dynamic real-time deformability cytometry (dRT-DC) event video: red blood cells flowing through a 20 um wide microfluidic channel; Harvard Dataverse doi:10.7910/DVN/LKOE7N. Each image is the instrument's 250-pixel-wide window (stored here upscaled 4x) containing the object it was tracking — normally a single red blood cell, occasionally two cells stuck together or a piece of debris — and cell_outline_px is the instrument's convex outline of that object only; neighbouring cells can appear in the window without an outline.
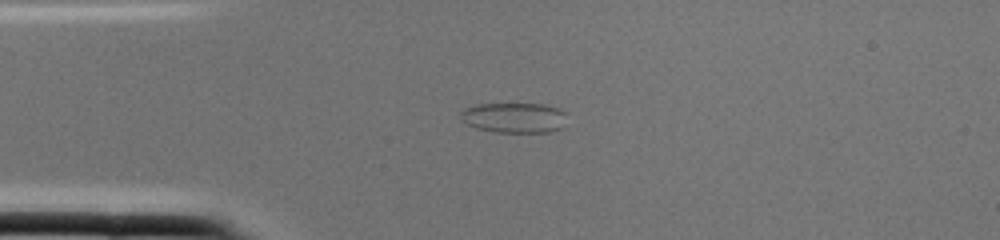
{"species": "common noctule bat (a hibernating species)", "species_latin": "Nyctalus noctula", "temperature_condition": "cold", "stored_images_in_passage": 1, "camera_frame_rate_fps": 3000, "um_per_image_px": 0.085, "animal": {"sex": "female", "body_mass_g": 22.0, "forearm_length_mm": 56.7}, "frame": {"image": 1, "passage_image": 1, "time_ms": 0.0, "image_size_px": [1000, 240], "cell_outline_px": [[564, 128], [548, 132], [492, 132], [476, 128], [460, 120], [460, 112], [464, 108], [476, 104], [544, 104], [556, 108], [564, 112]], "centroid_in_image_um": [43.66, 10.01], "position_along_channel_um": 41.3, "area_um2": 18.79}}